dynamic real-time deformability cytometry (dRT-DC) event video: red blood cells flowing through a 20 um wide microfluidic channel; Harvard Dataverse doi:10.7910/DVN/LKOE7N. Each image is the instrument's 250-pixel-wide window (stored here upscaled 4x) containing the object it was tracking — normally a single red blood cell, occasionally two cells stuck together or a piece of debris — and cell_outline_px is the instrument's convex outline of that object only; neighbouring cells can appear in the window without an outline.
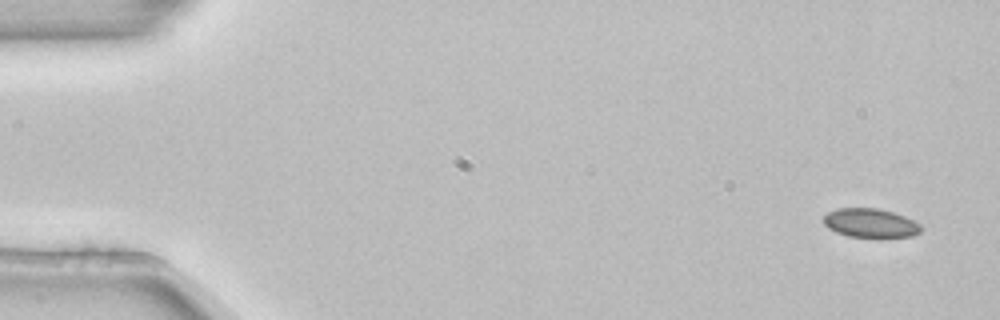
{"species": "common noctule bat (a hibernating species)", "species_latin": "Nyctalus noctula", "temperature_condition": "room temperature", "stored_images_in_passage": 5, "camera_frame_rate_fps": 3000, "um_per_image_px": 0.085, "animal": {"sex": "female", "body_mass_g": 22.7, "forearm_length_mm": 54.2}, "frame": {"image": 1, "passage_image": 1, "time_ms": 0.0, "image_size_px": [1000, 320], "cell_outline_px": [[920, 232], [912, 236], [848, 236], [836, 232], [828, 228], [824, 224], [824, 216], [828, 212], [836, 208], [876, 208], [892, 212], [904, 216], [920, 224]], "centroid_in_image_um": [73.94, 18.94], "position_along_channel_um": 11.1, "area_um2": 16.07}}
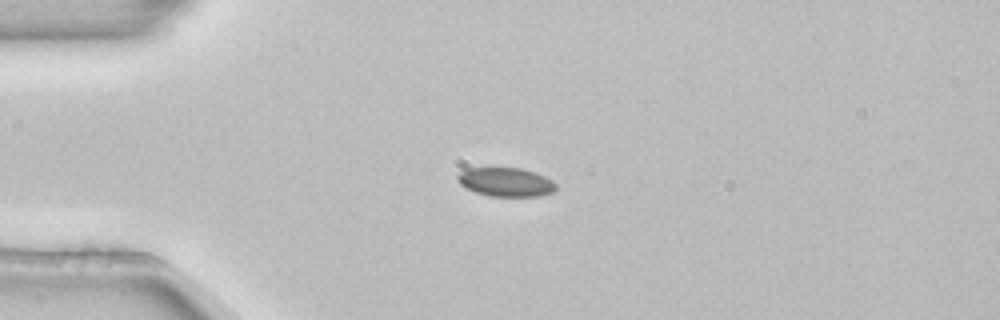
{"frame": {"image": 2, "passage_image": 4, "time_ms": 1.0, "image_size_px": [1000, 320], "cell_outline_px": [[556, 188], [552, 192], [540, 196], [488, 196], [464, 188], [456, 180], [456, 176], [460, 172], [468, 168], [520, 168], [536, 172], [552, 180], [556, 184]], "centroid_in_image_um": [42.97, 15.47], "position_along_channel_um": 42.0, "area_um2": 16.65}}
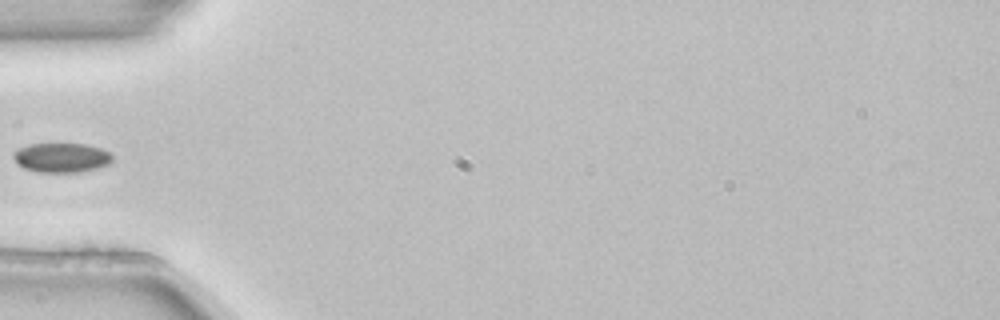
{"frame": {"image": 3, "passage_image": 5, "time_ms": 1.333, "image_size_px": [1000, 320], "cell_outline_px": [[112, 160], [108, 164], [96, 168], [80, 172], [40, 172], [24, 168], [16, 164], [12, 156], [20, 148], [28, 144], [84, 144], [100, 148], [108, 152], [112, 156]], "centroid_in_image_um": [5.21, 13.4], "position_along_channel_um": 79.8, "area_um2": 16.82}}